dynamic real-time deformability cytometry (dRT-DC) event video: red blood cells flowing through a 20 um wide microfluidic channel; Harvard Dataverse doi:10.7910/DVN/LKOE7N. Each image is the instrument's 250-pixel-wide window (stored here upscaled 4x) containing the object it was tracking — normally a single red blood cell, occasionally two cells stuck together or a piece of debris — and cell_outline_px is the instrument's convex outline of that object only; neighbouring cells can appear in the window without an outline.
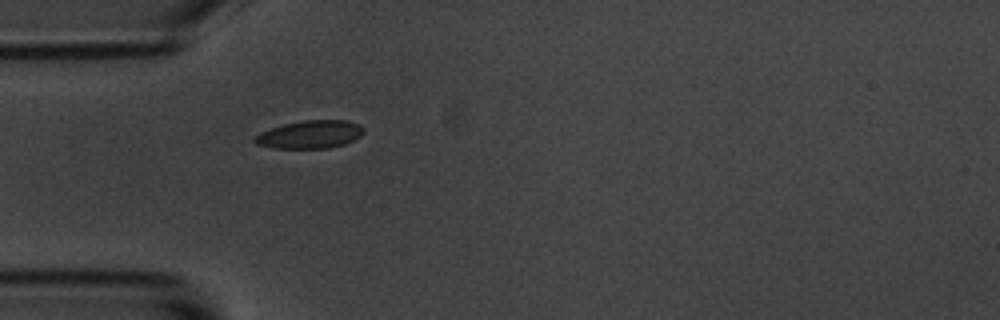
{"species": "common noctule bat (a hibernating species)", "species_latin": "Nyctalus noctula", "temperature_condition": "room temperature", "stored_images_in_passage": 5, "camera_frame_rate_fps": 3000, "um_per_image_px": 0.085, "animal": {"sex": "male", "body_mass_g": 20.1, "forearm_length_mm": 53.5}, "frame": {"image": 1, "passage_image": 5, "time_ms": 1.333, "image_size_px": [1000, 320], "cell_outline_px": [[364, 132], [360, 136], [344, 144], [328, 148], [272, 148], [256, 144], [252, 140], [260, 132], [284, 124], [304, 120], [348, 120], [360, 124], [364, 128]], "centroid_in_image_um": [26.36, 11.42], "position_along_channel_um": 58.6, "area_um2": 17.74}}